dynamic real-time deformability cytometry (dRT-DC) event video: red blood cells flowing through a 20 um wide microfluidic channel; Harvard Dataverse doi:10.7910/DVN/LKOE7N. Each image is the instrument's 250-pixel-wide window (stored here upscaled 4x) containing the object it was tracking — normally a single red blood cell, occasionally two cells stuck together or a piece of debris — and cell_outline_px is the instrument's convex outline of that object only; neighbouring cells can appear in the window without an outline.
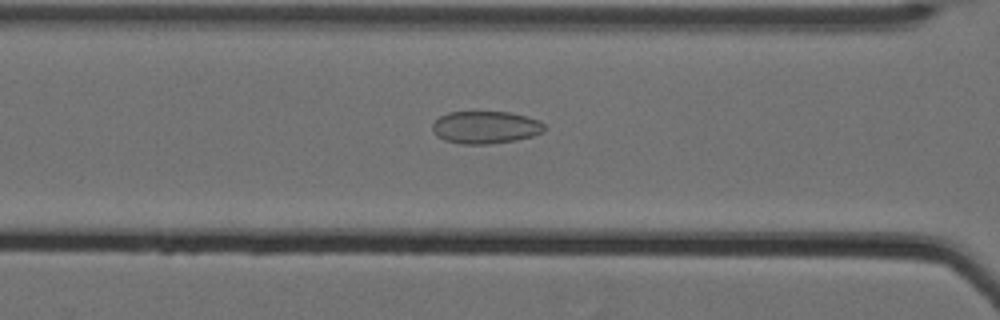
{"species": "Egyptian fruit bat (a non-hibernating species)", "species_latin": "Rousettus aegyptiacus", "temperature_condition": "cold", "stored_images_in_passage": 42, "camera_frame_rate_fps": 3000, "um_per_image_px": 0.085, "animal": {"sex": "female"}, "frame": {"image": 1, "passage_image": 19, "time_ms": 6.0, "image_size_px": [1000, 320], "cell_outline_px": [[544, 132], [532, 136], [516, 140], [488, 144], [460, 144], [444, 140], [436, 136], [432, 128], [432, 124], [440, 116], [448, 112], [508, 112], [540, 120], [544, 124]], "centroid_in_image_um": [41.25, 10.83], "position_along_channel_um": 125.3, "area_um2": 21.21}}
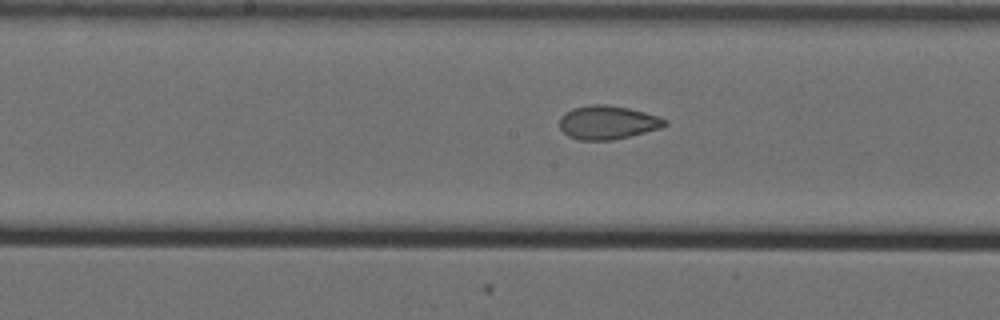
{"frame": {"image": 2, "passage_image": 25, "time_ms": 8.0, "image_size_px": [1000, 320], "cell_outline_px": [[668, 124], [660, 128], [612, 140], [580, 140], [568, 136], [560, 128], [560, 116], [564, 112], [572, 108], [592, 104], [608, 104], [628, 108], [644, 112], [668, 120]], "centroid_in_image_um": [51.62, 10.4], "position_along_channel_um": 196.6, "area_um2": 20.58}}
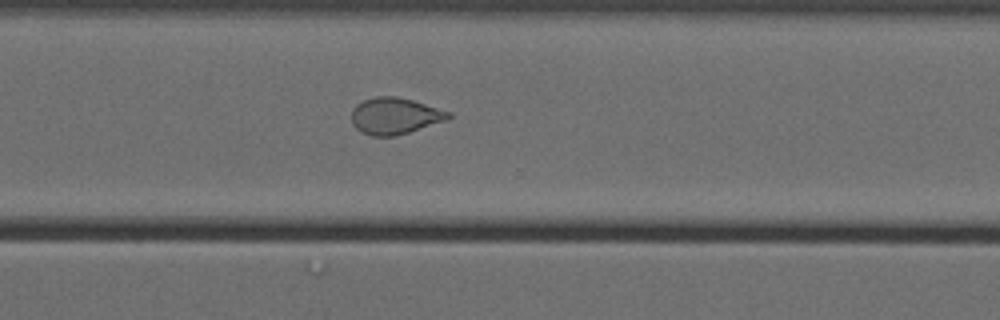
{"frame": {"image": 3, "passage_image": 37, "time_ms": 12.0, "image_size_px": [1000, 320], "cell_outline_px": [[452, 116], [448, 120], [396, 136], [372, 136], [360, 132], [352, 124], [352, 108], [356, 104], [364, 100], [376, 96], [396, 96], [412, 100], [452, 112]], "centroid_in_image_um": [33.57, 9.86], "position_along_channel_um": 337.0, "area_um2": 20.81}}